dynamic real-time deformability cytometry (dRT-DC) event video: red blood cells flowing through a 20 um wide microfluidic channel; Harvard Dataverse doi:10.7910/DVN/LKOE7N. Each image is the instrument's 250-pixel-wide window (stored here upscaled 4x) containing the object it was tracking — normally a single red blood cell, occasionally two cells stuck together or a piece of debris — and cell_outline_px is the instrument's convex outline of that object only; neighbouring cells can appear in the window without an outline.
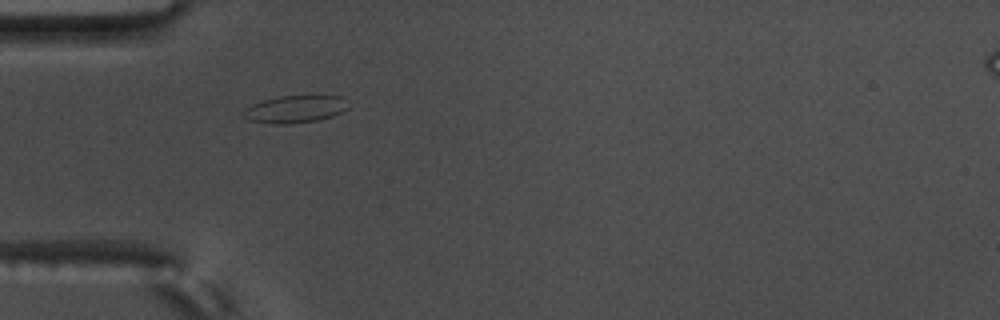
{"species": "common noctule bat (a hibernating species)", "species_latin": "Nyctalus noctula", "temperature_condition": "warm", "stored_images_in_passage": 3, "camera_frame_rate_fps": 3000, "um_per_image_px": 0.085, "animal": {"sex": "male", "body_mass_g": 17.5, "forearm_length_mm": 52.3}, "frame": {"image": 1, "passage_image": 1, "time_ms": 0.0, "image_size_px": [1000, 320], "cell_outline_px": [[348, 108], [332, 116], [316, 120], [288, 124], [276, 124], [248, 120], [240, 116], [240, 112], [252, 104], [264, 100], [280, 96], [344, 96]], "centroid_in_image_um": [25.03, 9.28], "position_along_channel_um": 60.0, "area_um2": 16.65}}